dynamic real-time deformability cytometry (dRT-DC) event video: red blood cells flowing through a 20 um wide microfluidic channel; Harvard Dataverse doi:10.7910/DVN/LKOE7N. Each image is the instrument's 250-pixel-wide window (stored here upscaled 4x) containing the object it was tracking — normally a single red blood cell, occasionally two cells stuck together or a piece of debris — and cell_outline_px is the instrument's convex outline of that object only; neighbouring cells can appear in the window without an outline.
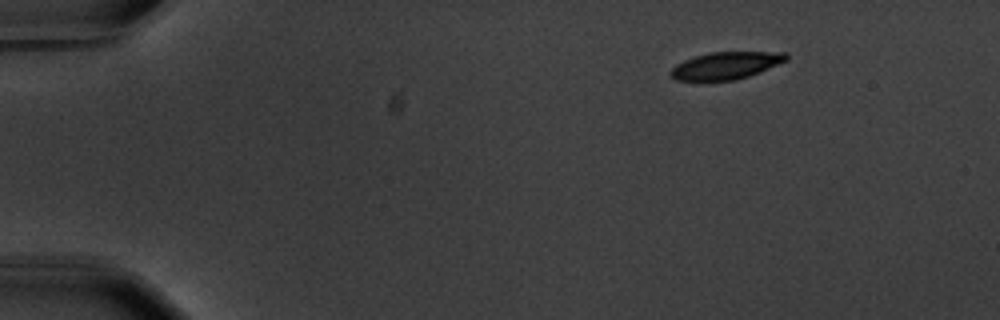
{"species": "common noctule bat (a hibernating species)", "species_latin": "Nyctalus noctula", "temperature_condition": "warm", "stored_images_in_passage": 4, "camera_frame_rate_fps": 3000, "um_per_image_px": 0.085, "animal": {"sex": "male", "body_mass_g": 20.1, "forearm_length_mm": 53.5}, "frame": {"image": 1, "passage_image": 1, "time_ms": 0.0, "image_size_px": [1000, 320], "cell_outline_px": [[788, 60], [760, 72], [736, 80], [676, 80], [668, 72], [676, 64], [684, 60], [708, 52], [784, 52], [788, 56]], "centroid_in_image_um": [61.7, 5.56], "position_along_channel_um": 23.3, "area_um2": 18.26}}